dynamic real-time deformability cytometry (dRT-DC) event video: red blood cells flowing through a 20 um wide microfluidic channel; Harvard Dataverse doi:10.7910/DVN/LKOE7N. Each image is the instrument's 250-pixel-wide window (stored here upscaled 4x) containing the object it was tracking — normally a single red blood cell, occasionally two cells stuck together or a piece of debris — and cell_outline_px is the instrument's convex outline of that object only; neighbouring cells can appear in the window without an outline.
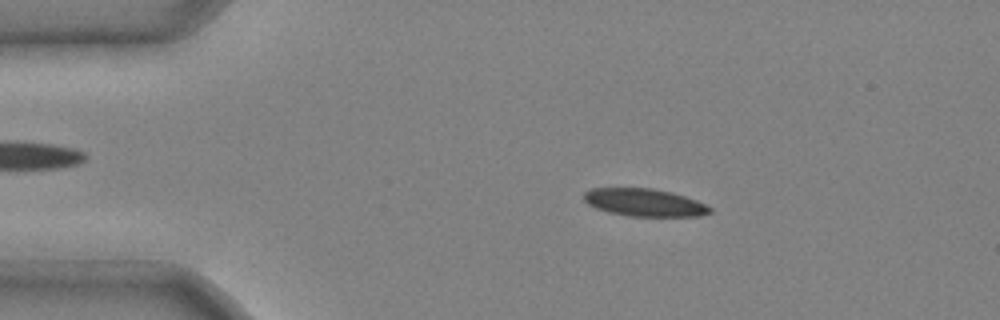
{"species": "common noctule bat (a hibernating species)", "species_latin": "Nyctalus noctula", "temperature_condition": "cold", "stored_images_in_passage": 3, "camera_frame_rate_fps": 3000, "um_per_image_px": 0.085, "animal": {"sex": "male", "body_mass_g": 20.4}, "frame": {"image": 1, "passage_image": 2, "time_ms": 0.333, "image_size_px": [1000, 320], "cell_outline_px": [[712, 212], [700, 216], [628, 216], [608, 212], [596, 208], [588, 204], [584, 200], [584, 192], [592, 188], [652, 188], [672, 192], [696, 200], [712, 208]], "centroid_in_image_um": [54.77, 17.21], "position_along_channel_um": 30.2, "area_um2": 20.29}}